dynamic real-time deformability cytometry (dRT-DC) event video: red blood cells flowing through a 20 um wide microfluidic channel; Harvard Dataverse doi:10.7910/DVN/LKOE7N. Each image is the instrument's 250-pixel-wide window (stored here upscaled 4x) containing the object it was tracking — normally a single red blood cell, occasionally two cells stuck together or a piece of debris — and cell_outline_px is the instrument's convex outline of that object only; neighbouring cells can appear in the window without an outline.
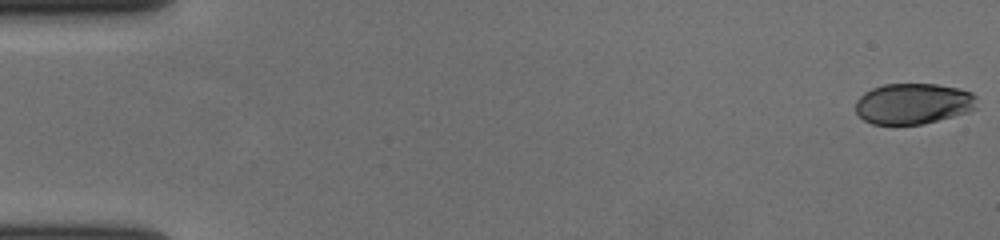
{"species": "human", "species_latin": "Homo sapiens", "temperature_condition": "cold", "stored_images_in_passage": 58, "camera_frame_rate_fps": 3000, "um_per_image_px": 0.085, "donor": {"sex": "female"}, "frame": {"image": 1, "passage_image": 1, "time_ms": 0.0, "image_size_px": [1000, 240], "cell_outline_px": [[976, 108], [968, 112], [920, 124], [872, 124], [864, 120], [856, 112], [856, 100], [864, 92], [872, 88], [884, 84], [940, 84], [960, 88], [972, 92], [976, 96]], "centroid_in_image_um": [77.63, 8.79], "position_along_channel_um": 7.4, "area_um2": 28.9}}
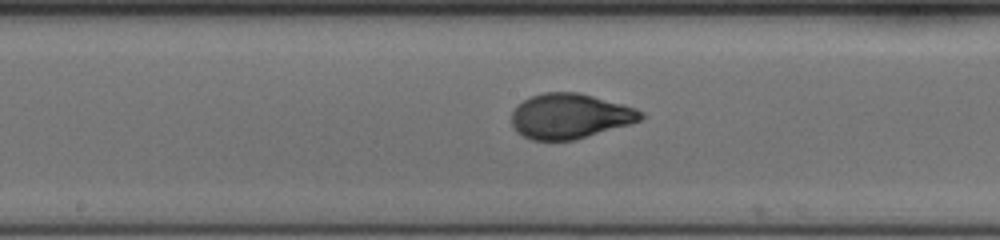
{"frame": {"image": 2, "passage_image": 31, "time_ms": 10.0, "image_size_px": [1000, 240], "cell_outline_px": [[648, 116], [632, 124], [572, 140], [532, 140], [516, 132], [512, 124], [512, 112], [516, 104], [528, 96], [544, 92], [576, 92], [624, 104], [636, 108], [644, 112]], "centroid_in_image_um": [48.45, 9.86], "position_along_channel_um": 199.8, "area_um2": 34.22}}
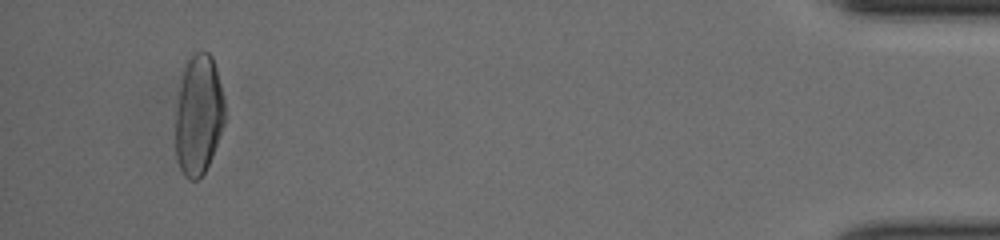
{"frame": {"image": 3, "passage_image": 55, "time_ms": 18.0, "image_size_px": [1000, 240], "cell_outline_px": [[224, 124], [212, 156], [204, 172], [196, 180], [188, 180], [184, 176], [176, 160], [176, 112], [180, 88], [184, 68], [188, 60], [196, 52], [204, 48], [212, 56], [216, 68], [224, 100]], "centroid_in_image_um": [16.88, 9.77], "position_along_channel_um": 418.3, "area_um2": 34.28}, "authors_computed_cell_mechanics": {"area_um2": 33.2061, "velocity_mm_per_s": 3.6589, "shape_relaxation_time_tau1_ms": 4.1188, "shape_relaxation_time_tau2_ms": null, "deformation_change_tau1": 0.2046, "deformation_change_tau2": null}}